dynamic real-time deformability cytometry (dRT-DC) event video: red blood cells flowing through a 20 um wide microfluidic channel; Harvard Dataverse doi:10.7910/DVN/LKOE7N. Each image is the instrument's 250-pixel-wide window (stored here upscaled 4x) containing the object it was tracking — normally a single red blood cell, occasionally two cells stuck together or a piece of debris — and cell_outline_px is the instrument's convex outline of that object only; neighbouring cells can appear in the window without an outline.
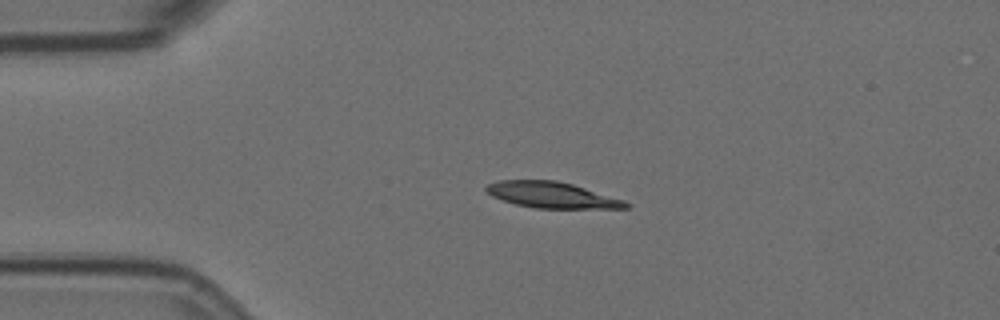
{"species": "Egyptian fruit bat (a non-hibernating species)", "species_latin": "Rousettus aegyptiacus", "temperature_condition": "room temperature", "stored_images_in_passage": 39, "camera_frame_rate_fps": 3000, "um_per_image_px": 0.085, "animal": {"sex": "female"}, "frame": {"image": 1, "passage_image": 1, "time_ms": 0.0, "image_size_px": [1000, 320], "cell_outline_px": [[632, 204], [628, 208], [536, 208], [516, 204], [492, 196], [484, 188], [488, 184], [500, 180], [556, 180], [572, 184], [624, 200]], "centroid_in_image_um": [46.92, 16.57], "position_along_channel_um": 38.1, "area_um2": 20.92}}
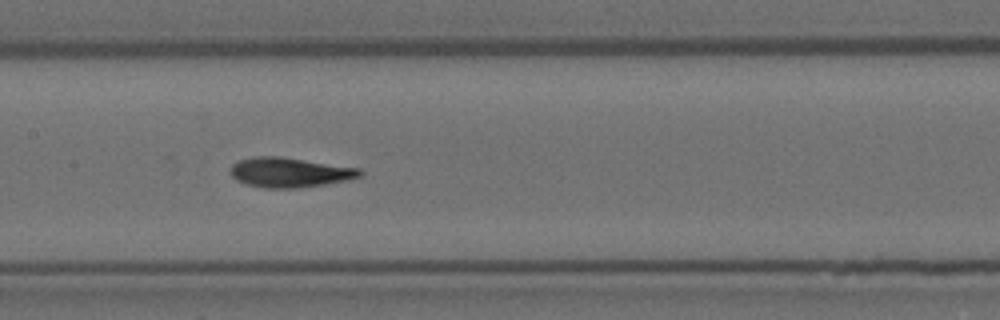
{"frame": {"image": 2, "passage_image": 16, "time_ms": 5.0, "image_size_px": [1000, 320], "cell_outline_px": [[364, 172], [360, 176], [344, 180], [324, 184], [300, 188], [264, 188], [244, 184], [236, 180], [232, 176], [232, 164], [236, 160], [256, 156], [280, 156], [360, 168]], "centroid_in_image_um": [24.59, 14.65], "position_along_channel_um": 182.8, "area_um2": 22.48}}
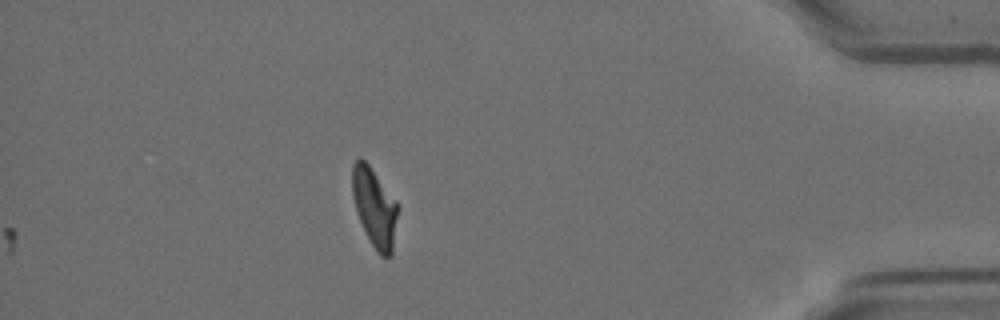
{"frame": {"image": 3, "passage_image": 39, "time_ms": 12.667, "image_size_px": [1000, 320], "cell_outline_px": [[396, 216], [392, 256], [380, 256], [376, 252], [356, 212], [352, 196], [352, 164], [360, 156], [368, 164], [396, 200]], "centroid_in_image_um": [31.8, 17.61], "position_along_channel_um": 403.4, "area_um2": 20.46}, "authors_computed_cell_mechanics": {"area_um2": 21.8484, "velocity_mm_per_s": 3.4911, "shape_relaxation_time_tau1_ms": 4.7899, "shape_relaxation_time_tau2_ms": 1.6492, "deformation_change_tau1": 0.1836, "deformation_change_tau2": 0.0798}}